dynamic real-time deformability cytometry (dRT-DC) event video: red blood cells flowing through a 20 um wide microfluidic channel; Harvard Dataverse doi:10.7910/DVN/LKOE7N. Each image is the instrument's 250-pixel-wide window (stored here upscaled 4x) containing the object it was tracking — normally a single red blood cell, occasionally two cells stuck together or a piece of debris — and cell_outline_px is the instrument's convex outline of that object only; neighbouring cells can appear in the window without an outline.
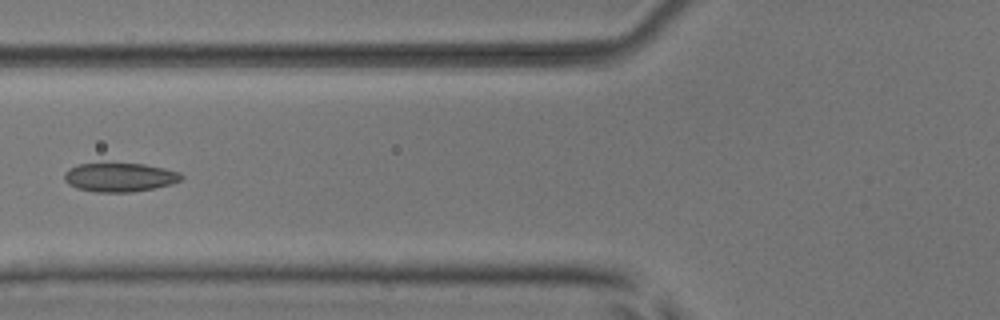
{"species": "common noctule bat (a hibernating species)", "species_latin": "Nyctalus noctula", "temperature_condition": "room temperature", "stored_images_in_passage": 4, "camera_frame_rate_fps": 3000, "um_per_image_px": 0.085, "animal": {"sex": "male", "body_mass_g": 17.9, "forearm_length_mm": 54.2}, "frame": {"image": 1, "passage_image": 4, "time_ms": 1.0, "image_size_px": [1000, 320], "cell_outline_px": [[184, 176], [180, 180], [172, 184], [132, 192], [96, 192], [76, 188], [68, 184], [64, 180], [64, 172], [68, 168], [76, 164], [144, 164], [164, 168], [180, 172]], "centroid_in_image_um": [10.15, 15.07], "position_along_channel_um": 115.7, "area_um2": 19.65}}